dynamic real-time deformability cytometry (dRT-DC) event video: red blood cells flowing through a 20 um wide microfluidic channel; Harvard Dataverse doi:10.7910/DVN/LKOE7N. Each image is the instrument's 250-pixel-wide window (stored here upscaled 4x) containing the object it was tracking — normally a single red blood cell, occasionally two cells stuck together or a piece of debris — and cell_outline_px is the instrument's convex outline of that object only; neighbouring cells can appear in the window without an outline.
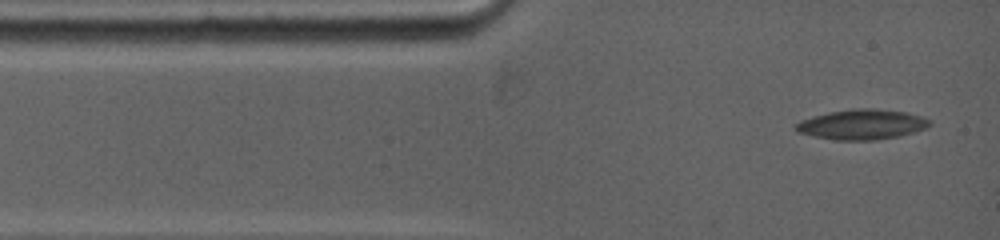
{"species": "common noctule bat (a hibernating species)", "species_latin": "Nyctalus noctula", "temperature_condition": "warm", "stored_images_in_passage": 4, "camera_frame_rate_fps": 5000, "um_per_image_px": 0.085, "animal": {"sex": "female", "body_mass_g": 19.0, "forearm_length_mm": 53.3}, "frame": {"image": 1, "passage_image": 1, "time_ms": 0.0, "image_size_px": [1000, 240], "cell_outline_px": [[932, 124], [924, 128], [900, 136], [876, 140], [836, 140], [796, 132], [792, 128], [800, 120], [828, 112], [852, 108], [872, 108], [904, 112], [920, 116], [932, 120]], "centroid_in_image_um": [73.24, 10.57], "position_along_channel_um": 11.8, "area_um2": 23.47}}